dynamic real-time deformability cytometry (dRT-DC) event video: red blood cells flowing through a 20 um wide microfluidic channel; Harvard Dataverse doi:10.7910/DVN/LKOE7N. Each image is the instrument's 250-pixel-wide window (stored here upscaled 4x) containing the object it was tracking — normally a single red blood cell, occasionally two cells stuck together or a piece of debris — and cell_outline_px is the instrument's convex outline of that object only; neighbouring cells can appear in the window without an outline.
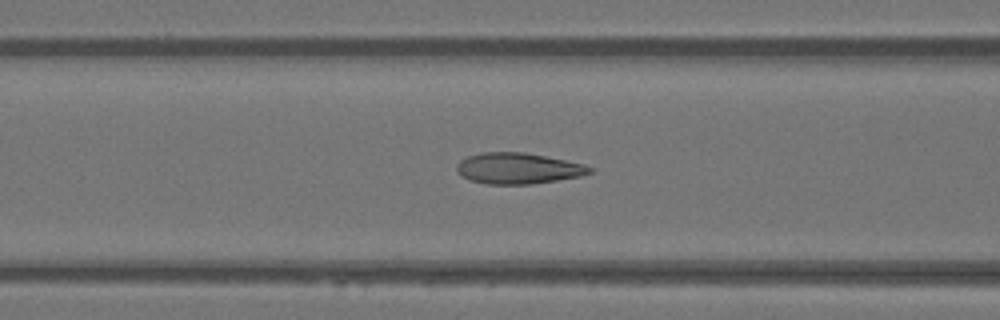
{"species": "Egyptian fruit bat (a non-hibernating species)", "species_latin": "Rousettus aegyptiacus", "temperature_condition": "warm", "stored_images_in_passage": 48, "camera_frame_rate_fps": 3000, "um_per_image_px": 0.085, "animal": {"sex": "female"}, "frame": {"image": 1, "passage_image": 18, "time_ms": 5.667, "image_size_px": [1000, 320], "cell_outline_px": [[592, 172], [580, 176], [532, 184], [488, 184], [468, 180], [456, 172], [456, 164], [460, 160], [468, 156], [480, 152], [524, 152], [584, 164], [592, 168]], "centroid_in_image_um": [43.98, 14.31], "position_along_channel_um": 122.6, "area_um2": 23.99}}
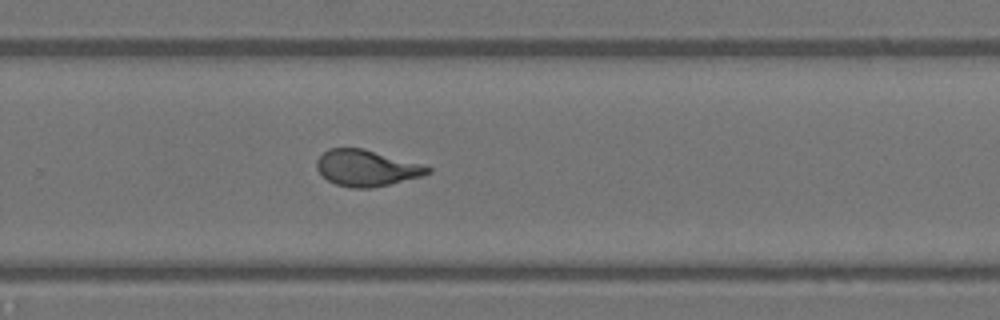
{"frame": {"image": 2, "passage_image": 31, "time_ms": 10.0, "image_size_px": [1000, 320], "cell_outline_px": [[432, 172], [424, 176], [372, 188], [352, 188], [336, 184], [328, 180], [316, 168], [316, 160], [328, 148], [364, 148], [420, 164], [432, 168]], "centroid_in_image_um": [31.16, 14.28], "position_along_channel_um": 298.6, "area_um2": 23.35}}
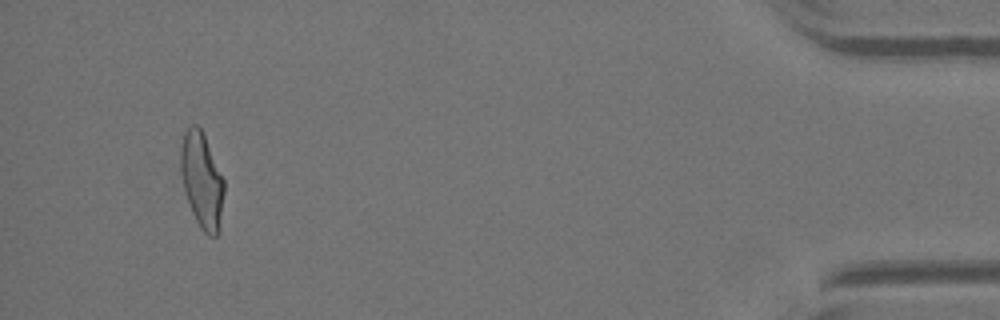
{"frame": {"image": 3, "passage_image": 45, "time_ms": 14.667, "image_size_px": [1000, 320], "cell_outline_px": [[224, 192], [220, 228], [216, 236], [208, 236], [200, 228], [192, 212], [184, 188], [180, 172], [180, 144], [184, 132], [192, 124], [196, 124], [204, 132], [224, 180]], "centroid_in_image_um": [17.16, 15.3], "position_along_channel_um": 418.0, "area_um2": 24.39}, "authors_computed_cell_mechanics": {"area_um2": 24.0737, "velocity_mm_per_s": 4.0801, "shape_relaxation_time_tau1_ms": 8.5145, "shape_relaxation_time_tau2_ms": 0.7638, "deformation_change_tau1": 0.2528, "deformation_change_tau2": 0.0759}}